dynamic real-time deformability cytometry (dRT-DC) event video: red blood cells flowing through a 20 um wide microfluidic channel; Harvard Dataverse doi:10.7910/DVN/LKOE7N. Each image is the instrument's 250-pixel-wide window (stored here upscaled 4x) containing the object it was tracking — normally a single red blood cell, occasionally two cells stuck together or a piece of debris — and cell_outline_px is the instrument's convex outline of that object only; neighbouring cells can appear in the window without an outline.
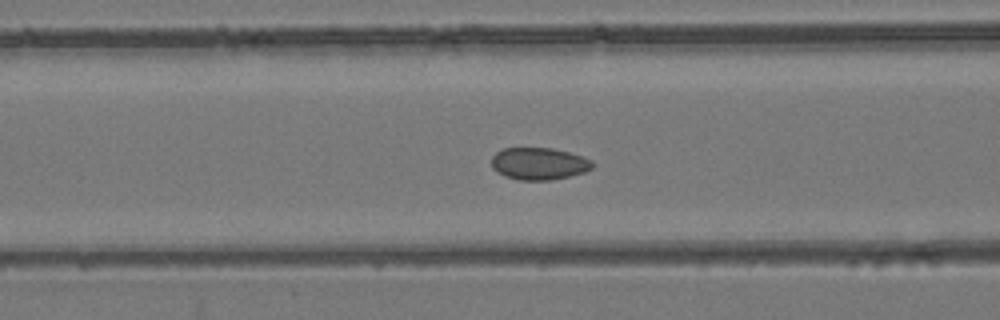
{"species": "common noctule bat (a hibernating species)", "species_latin": "Nyctalus noctula", "temperature_condition": "room temperature", "stored_images_in_passage": 38, "camera_frame_rate_fps": 3000, "um_per_image_px": 0.085, "animal": {"sex": "female", "body_mass_g": 24.6, "forearm_length_mm": 56.2}, "frame": {"image": 1, "passage_image": 6, "time_ms": 1.667, "image_size_px": [1000, 320], "cell_outline_px": [[596, 164], [592, 168], [584, 172], [552, 180], [520, 180], [504, 176], [496, 172], [492, 168], [492, 156], [496, 152], [504, 148], [552, 148], [584, 156], [592, 160]], "centroid_in_image_um": [45.82, 13.91], "position_along_channel_um": 120.8, "area_um2": 19.07}}
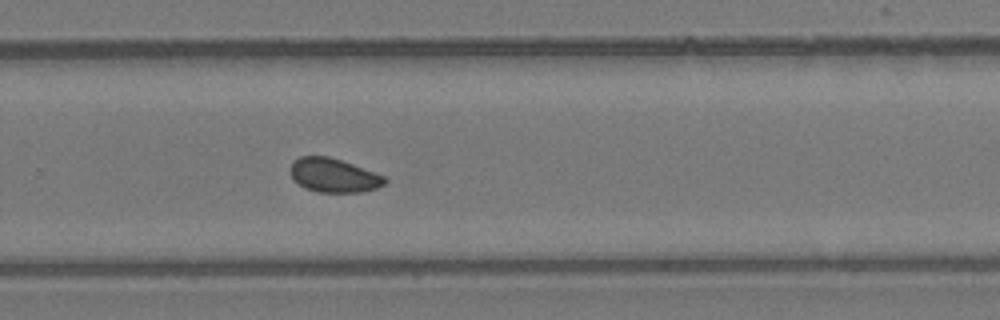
{"frame": {"image": 2, "passage_image": 20, "time_ms": 6.333, "image_size_px": [1000, 320], "cell_outline_px": [[388, 180], [384, 184], [376, 188], [364, 192], [316, 192], [304, 188], [292, 180], [292, 160], [300, 156], [328, 156], [352, 164], [384, 176]], "centroid_in_image_um": [28.34, 14.91], "position_along_channel_um": 301.5, "area_um2": 18.61}}
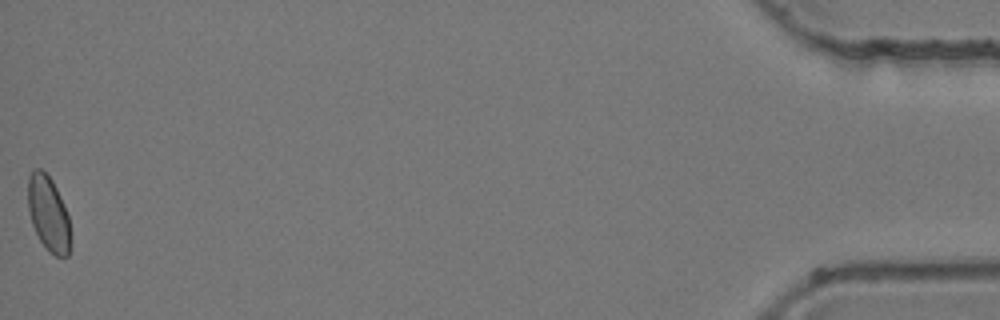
{"frame": {"image": 3, "passage_image": 38, "time_ms": 12.333, "image_size_px": [1000, 320], "cell_outline_px": [[72, 244], [68, 256], [56, 256], [48, 252], [40, 240], [32, 224], [28, 208], [28, 176], [32, 168], [40, 168], [52, 180], [60, 196], [68, 216], [72, 236]], "centroid_in_image_um": [4.13, 18.19], "position_along_channel_um": 431.1, "area_um2": 18.9}, "authors_computed_cell_mechanics": {"area_um2": 19.0162, "velocity_mm_per_s": 3.8803, "shape_relaxation_time_tau1_ms": null, "shape_relaxation_time_tau2_ms": 1.1343, "deformation_change_tau1": null, "deformation_change_tau2": 0.0277}}